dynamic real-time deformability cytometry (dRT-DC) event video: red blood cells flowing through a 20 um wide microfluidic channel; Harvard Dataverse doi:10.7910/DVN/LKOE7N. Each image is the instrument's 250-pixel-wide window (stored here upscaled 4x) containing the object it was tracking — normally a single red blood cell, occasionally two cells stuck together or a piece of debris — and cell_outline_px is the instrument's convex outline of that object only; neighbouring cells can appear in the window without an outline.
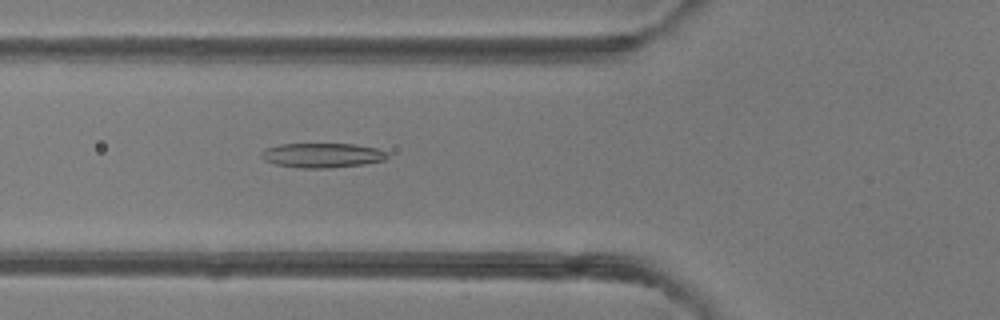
{"species": "common noctule bat (a hibernating species)", "species_latin": "Nyctalus noctula", "temperature_condition": "room temperature", "stored_images_in_passage": 6, "camera_frame_rate_fps": 3000, "um_per_image_px": 0.085, "animal": {"sex": "female"}, "frame": {"image": 1, "passage_image": 6, "time_ms": 6.0, "image_size_px": [1000, 320], "cell_outline_px": [[388, 156], [384, 160], [364, 164], [328, 168], [300, 168], [276, 164], [264, 160], [260, 156], [260, 152], [264, 148], [280, 144], [356, 144], [376, 148], [388, 152]], "centroid_in_image_um": [27.37, 13.2], "position_along_channel_um": 98.4, "area_um2": 18.15}}